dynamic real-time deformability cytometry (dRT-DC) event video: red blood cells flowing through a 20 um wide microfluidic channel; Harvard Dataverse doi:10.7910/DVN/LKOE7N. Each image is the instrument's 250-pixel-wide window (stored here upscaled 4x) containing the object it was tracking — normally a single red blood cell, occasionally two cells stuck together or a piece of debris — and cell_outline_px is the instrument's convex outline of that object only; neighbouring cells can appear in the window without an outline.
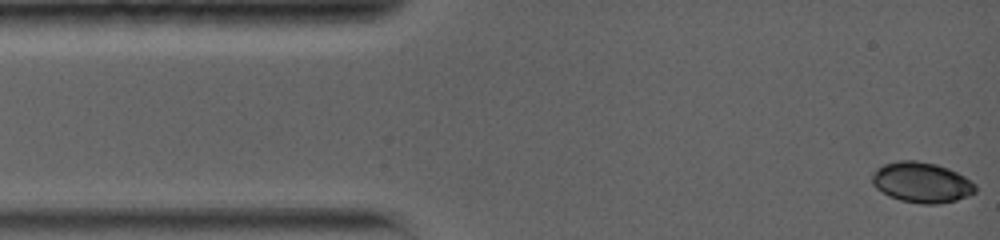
{"species": "common noctule bat (a hibernating species)", "species_latin": "Nyctalus noctula", "temperature_condition": "warm", "stored_images_in_passage": 38, "camera_frame_rate_fps": 5000, "um_per_image_px": 0.085, "animal": {"sex": "female", "body_mass_g": 19.0, "forearm_length_mm": 56.7}, "frame": {"image": 1, "passage_image": 1, "time_ms": 0.0, "image_size_px": [1000, 240], "cell_outline_px": [[976, 192], [968, 196], [956, 200], [940, 204], [920, 204], [900, 200], [888, 196], [876, 188], [872, 184], [872, 176], [876, 168], [884, 164], [900, 160], [916, 160], [936, 164], [948, 168], [964, 176], [976, 184]], "centroid_in_image_um": [78.33, 15.51], "position_along_channel_um": 6.7, "area_um2": 24.51}}
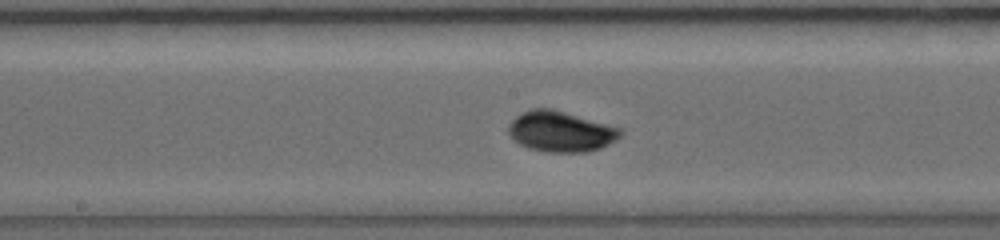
{"frame": {"image": 2, "passage_image": 22, "time_ms": 7.2, "image_size_px": [1000, 240], "cell_outline_px": [[624, 132], [616, 140], [600, 148], [584, 152], [548, 152], [528, 148], [512, 140], [508, 132], [508, 124], [516, 116], [532, 108], [552, 108], [620, 128]], "centroid_in_image_um": [47.63, 11.18], "position_along_channel_um": 200.6, "area_um2": 26.41}}
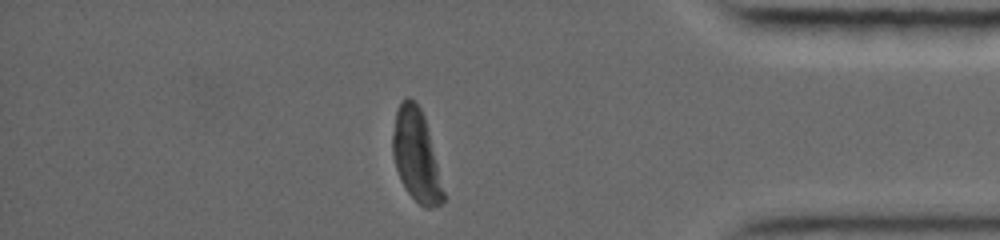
{"frame": {"image": 3, "passage_image": 38, "time_ms": 13.2, "image_size_px": [1000, 240], "cell_outline_px": [[444, 200], [440, 204], [432, 208], [424, 208], [408, 192], [400, 180], [396, 168], [392, 152], [392, 136], [396, 108], [400, 100], [404, 96], [408, 96], [420, 108], [424, 116], [444, 192]], "centroid_in_image_um": [35.34, 13.19], "position_along_channel_um": 399.9, "area_um2": 26.82}, "authors_computed_cell_mechanics": {"area_um2": 25.3742, "velocity_mm_per_s": 3.7705, "shape_relaxation_time_tau1_ms": 5.0749, "shape_relaxation_time_tau2_ms": null, "deformation_change_tau1": 0.1993, "deformation_change_tau2": null}}